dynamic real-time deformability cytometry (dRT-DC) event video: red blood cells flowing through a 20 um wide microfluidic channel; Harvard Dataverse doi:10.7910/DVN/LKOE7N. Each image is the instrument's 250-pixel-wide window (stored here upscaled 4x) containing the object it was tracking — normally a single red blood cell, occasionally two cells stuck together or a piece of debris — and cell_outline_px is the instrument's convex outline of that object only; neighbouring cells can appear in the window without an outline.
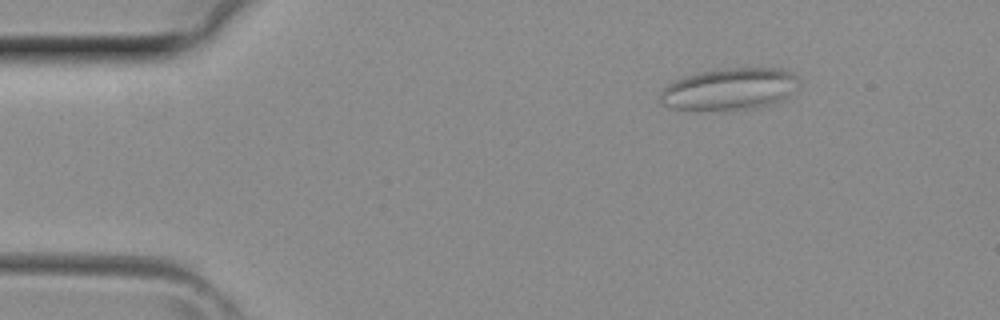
{"species": "common noctule bat (a hibernating species)", "species_latin": "Nyctalus noctula", "temperature_condition": "room temperature", "stored_images_in_passage": 5, "camera_frame_rate_fps": 3000, "um_per_image_px": 0.085, "animal": {"sex": "female", "body_mass_g": 29.2, "forearm_length_mm": 56.3}, "frame": {"image": 1, "passage_image": 2, "time_ms": 0.333, "image_size_px": [1000, 320], "cell_outline_px": [[796, 80], [784, 96], [780, 100], [768, 104], [752, 108], [676, 108], [660, 104], [660, 92], [668, 84], [684, 76], [700, 72], [732, 68], [784, 68], [792, 72], [796, 76]], "centroid_in_image_um": [61.93, 7.53], "position_along_channel_um": 23.1, "area_um2": 32.31}}